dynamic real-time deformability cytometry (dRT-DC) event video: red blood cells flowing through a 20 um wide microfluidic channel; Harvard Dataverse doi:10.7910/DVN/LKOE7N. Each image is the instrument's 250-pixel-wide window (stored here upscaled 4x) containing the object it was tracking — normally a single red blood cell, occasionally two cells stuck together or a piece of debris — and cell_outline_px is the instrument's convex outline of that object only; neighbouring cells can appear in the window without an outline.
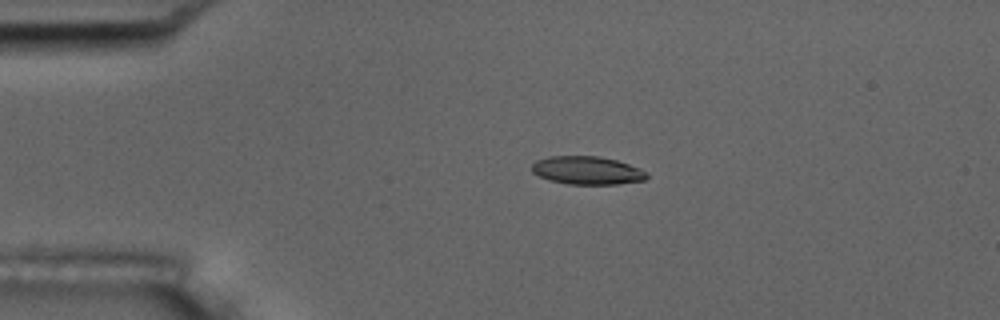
{"species": "common noctule bat (a hibernating species)", "species_latin": "Nyctalus noctula", "temperature_condition": "room temperature", "stored_images_in_passage": 4, "camera_frame_rate_fps": 3000, "um_per_image_px": 0.085, "animal": {"sex": "male", "body_mass_g": 17.5, "forearm_length_mm": 52.3}, "frame": {"image": 1, "passage_image": 3, "time_ms": 3.0, "image_size_px": [1000, 320], "cell_outline_px": [[648, 176], [644, 180], [616, 184], [568, 184], [548, 180], [532, 172], [532, 164], [536, 160], [548, 156], [600, 156], [616, 160], [640, 168], [648, 172]], "centroid_in_image_um": [49.9, 14.48], "position_along_channel_um": 35.1, "area_um2": 18.9}}